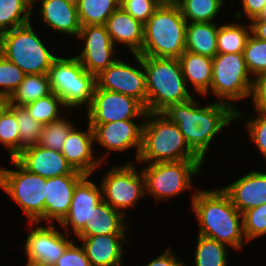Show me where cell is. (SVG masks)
I'll return each instance as SVG.
<instances>
[{
    "mask_svg": "<svg viewBox=\"0 0 266 266\" xmlns=\"http://www.w3.org/2000/svg\"><path fill=\"white\" fill-rule=\"evenodd\" d=\"M229 104L217 102L200 107L193 97L185 102L170 105L162 113L178 125L188 146L204 161L211 141L216 134L235 120Z\"/></svg>",
    "mask_w": 266,
    "mask_h": 266,
    "instance_id": "6da1fadb",
    "label": "cell"
},
{
    "mask_svg": "<svg viewBox=\"0 0 266 266\" xmlns=\"http://www.w3.org/2000/svg\"><path fill=\"white\" fill-rule=\"evenodd\" d=\"M192 208L199 222V233L240 250L245 238L243 216L221 188L192 194Z\"/></svg>",
    "mask_w": 266,
    "mask_h": 266,
    "instance_id": "7a4b0ae2",
    "label": "cell"
},
{
    "mask_svg": "<svg viewBox=\"0 0 266 266\" xmlns=\"http://www.w3.org/2000/svg\"><path fill=\"white\" fill-rule=\"evenodd\" d=\"M137 161L152 163L202 160L187 144L178 125L162 112H147Z\"/></svg>",
    "mask_w": 266,
    "mask_h": 266,
    "instance_id": "3957f363",
    "label": "cell"
},
{
    "mask_svg": "<svg viewBox=\"0 0 266 266\" xmlns=\"http://www.w3.org/2000/svg\"><path fill=\"white\" fill-rule=\"evenodd\" d=\"M187 22L177 4L162 2L144 24L139 55L179 58L185 51Z\"/></svg>",
    "mask_w": 266,
    "mask_h": 266,
    "instance_id": "277c9868",
    "label": "cell"
},
{
    "mask_svg": "<svg viewBox=\"0 0 266 266\" xmlns=\"http://www.w3.org/2000/svg\"><path fill=\"white\" fill-rule=\"evenodd\" d=\"M146 73V112H163L192 98L177 58L142 56Z\"/></svg>",
    "mask_w": 266,
    "mask_h": 266,
    "instance_id": "5b68a950",
    "label": "cell"
},
{
    "mask_svg": "<svg viewBox=\"0 0 266 266\" xmlns=\"http://www.w3.org/2000/svg\"><path fill=\"white\" fill-rule=\"evenodd\" d=\"M31 25L29 22L0 34V53L25 74H48L57 56L46 48Z\"/></svg>",
    "mask_w": 266,
    "mask_h": 266,
    "instance_id": "8992f818",
    "label": "cell"
},
{
    "mask_svg": "<svg viewBox=\"0 0 266 266\" xmlns=\"http://www.w3.org/2000/svg\"><path fill=\"white\" fill-rule=\"evenodd\" d=\"M212 83L210 91L221 102L229 104L235 112V119L244 115L235 107L237 100L251 97L254 79L248 71L243 53H217L212 58Z\"/></svg>",
    "mask_w": 266,
    "mask_h": 266,
    "instance_id": "52a82bcc",
    "label": "cell"
},
{
    "mask_svg": "<svg viewBox=\"0 0 266 266\" xmlns=\"http://www.w3.org/2000/svg\"><path fill=\"white\" fill-rule=\"evenodd\" d=\"M51 91L63 100L65 107L90 106L96 86L95 76L89 73L76 57H57L49 69Z\"/></svg>",
    "mask_w": 266,
    "mask_h": 266,
    "instance_id": "ba28073f",
    "label": "cell"
},
{
    "mask_svg": "<svg viewBox=\"0 0 266 266\" xmlns=\"http://www.w3.org/2000/svg\"><path fill=\"white\" fill-rule=\"evenodd\" d=\"M10 160L16 170L0 168V187L35 223L44 214L46 178L28 171L15 158Z\"/></svg>",
    "mask_w": 266,
    "mask_h": 266,
    "instance_id": "9c48e42d",
    "label": "cell"
},
{
    "mask_svg": "<svg viewBox=\"0 0 266 266\" xmlns=\"http://www.w3.org/2000/svg\"><path fill=\"white\" fill-rule=\"evenodd\" d=\"M203 160L152 163L142 169L146 193L158 201L192 189L193 176L201 170Z\"/></svg>",
    "mask_w": 266,
    "mask_h": 266,
    "instance_id": "30bf717a",
    "label": "cell"
},
{
    "mask_svg": "<svg viewBox=\"0 0 266 266\" xmlns=\"http://www.w3.org/2000/svg\"><path fill=\"white\" fill-rule=\"evenodd\" d=\"M100 186L102 200L120 212L135 206L139 198L146 195L144 174L142 171L139 174L130 162L121 167H112L106 172Z\"/></svg>",
    "mask_w": 266,
    "mask_h": 266,
    "instance_id": "8fae6325",
    "label": "cell"
},
{
    "mask_svg": "<svg viewBox=\"0 0 266 266\" xmlns=\"http://www.w3.org/2000/svg\"><path fill=\"white\" fill-rule=\"evenodd\" d=\"M134 57L140 69L117 59L111 66L95 76V88L135 98L146 109V73L142 64V56L134 54Z\"/></svg>",
    "mask_w": 266,
    "mask_h": 266,
    "instance_id": "7c38bea8",
    "label": "cell"
},
{
    "mask_svg": "<svg viewBox=\"0 0 266 266\" xmlns=\"http://www.w3.org/2000/svg\"><path fill=\"white\" fill-rule=\"evenodd\" d=\"M89 124L145 118V107L135 98L124 94L95 88L90 106L87 108Z\"/></svg>",
    "mask_w": 266,
    "mask_h": 266,
    "instance_id": "4fadbf2b",
    "label": "cell"
},
{
    "mask_svg": "<svg viewBox=\"0 0 266 266\" xmlns=\"http://www.w3.org/2000/svg\"><path fill=\"white\" fill-rule=\"evenodd\" d=\"M79 39L85 42L84 47L76 58L80 64L94 76L111 66L118 58L116 49L105 25L82 26ZM114 55V56H113Z\"/></svg>",
    "mask_w": 266,
    "mask_h": 266,
    "instance_id": "5bb4252c",
    "label": "cell"
},
{
    "mask_svg": "<svg viewBox=\"0 0 266 266\" xmlns=\"http://www.w3.org/2000/svg\"><path fill=\"white\" fill-rule=\"evenodd\" d=\"M30 231L24 244L28 261L53 266L71 243L67 236L55 229L51 223H47L46 227L36 226Z\"/></svg>",
    "mask_w": 266,
    "mask_h": 266,
    "instance_id": "9a60e30c",
    "label": "cell"
},
{
    "mask_svg": "<svg viewBox=\"0 0 266 266\" xmlns=\"http://www.w3.org/2000/svg\"><path fill=\"white\" fill-rule=\"evenodd\" d=\"M84 176V174H68L46 179L44 214L31 224L37 225L42 220L51 224L57 220L60 224L70 210L75 186Z\"/></svg>",
    "mask_w": 266,
    "mask_h": 266,
    "instance_id": "2e32d148",
    "label": "cell"
},
{
    "mask_svg": "<svg viewBox=\"0 0 266 266\" xmlns=\"http://www.w3.org/2000/svg\"><path fill=\"white\" fill-rule=\"evenodd\" d=\"M143 124L134 123L133 119L90 124L94 133V141L113 151H124L137 148L136 161L142 146Z\"/></svg>",
    "mask_w": 266,
    "mask_h": 266,
    "instance_id": "e0dca14e",
    "label": "cell"
},
{
    "mask_svg": "<svg viewBox=\"0 0 266 266\" xmlns=\"http://www.w3.org/2000/svg\"><path fill=\"white\" fill-rule=\"evenodd\" d=\"M15 159L28 171L46 179L68 174H83L74 170L61 152L40 145L24 148Z\"/></svg>",
    "mask_w": 266,
    "mask_h": 266,
    "instance_id": "ac0fdd59",
    "label": "cell"
},
{
    "mask_svg": "<svg viewBox=\"0 0 266 266\" xmlns=\"http://www.w3.org/2000/svg\"><path fill=\"white\" fill-rule=\"evenodd\" d=\"M90 175H85L75 186L70 210L67 216L60 223L66 230L70 224L73 227L72 231L76 235L84 228L85 223L89 222V218L93 208L102 201V189L96 186L95 183L89 180Z\"/></svg>",
    "mask_w": 266,
    "mask_h": 266,
    "instance_id": "d6986e66",
    "label": "cell"
},
{
    "mask_svg": "<svg viewBox=\"0 0 266 266\" xmlns=\"http://www.w3.org/2000/svg\"><path fill=\"white\" fill-rule=\"evenodd\" d=\"M94 133L93 129L88 124L87 131L81 132L72 128L69 132L67 139L64 142L61 153L67 159L68 163L76 171L83 173L84 175H92L96 168L101 166L106 156L98 158L94 157L93 152Z\"/></svg>",
    "mask_w": 266,
    "mask_h": 266,
    "instance_id": "ffe728a7",
    "label": "cell"
},
{
    "mask_svg": "<svg viewBox=\"0 0 266 266\" xmlns=\"http://www.w3.org/2000/svg\"><path fill=\"white\" fill-rule=\"evenodd\" d=\"M222 189L235 208L243 213L266 203V173L251 171Z\"/></svg>",
    "mask_w": 266,
    "mask_h": 266,
    "instance_id": "44dd1931",
    "label": "cell"
},
{
    "mask_svg": "<svg viewBox=\"0 0 266 266\" xmlns=\"http://www.w3.org/2000/svg\"><path fill=\"white\" fill-rule=\"evenodd\" d=\"M78 237L91 266H122L121 241L127 242L126 234Z\"/></svg>",
    "mask_w": 266,
    "mask_h": 266,
    "instance_id": "7402d4cb",
    "label": "cell"
},
{
    "mask_svg": "<svg viewBox=\"0 0 266 266\" xmlns=\"http://www.w3.org/2000/svg\"><path fill=\"white\" fill-rule=\"evenodd\" d=\"M105 27L113 44L122 43L133 55L141 53L144 24L133 18L123 8L119 7L109 16Z\"/></svg>",
    "mask_w": 266,
    "mask_h": 266,
    "instance_id": "603a6c76",
    "label": "cell"
},
{
    "mask_svg": "<svg viewBox=\"0 0 266 266\" xmlns=\"http://www.w3.org/2000/svg\"><path fill=\"white\" fill-rule=\"evenodd\" d=\"M34 2L36 0H32V4ZM37 14H40L48 27L78 37L82 25L77 7L66 0H42Z\"/></svg>",
    "mask_w": 266,
    "mask_h": 266,
    "instance_id": "cb8c5ba5",
    "label": "cell"
},
{
    "mask_svg": "<svg viewBox=\"0 0 266 266\" xmlns=\"http://www.w3.org/2000/svg\"><path fill=\"white\" fill-rule=\"evenodd\" d=\"M125 218L124 212L114 209L102 200L93 208L89 222L85 223L77 236L126 234Z\"/></svg>",
    "mask_w": 266,
    "mask_h": 266,
    "instance_id": "d4e9b609",
    "label": "cell"
},
{
    "mask_svg": "<svg viewBox=\"0 0 266 266\" xmlns=\"http://www.w3.org/2000/svg\"><path fill=\"white\" fill-rule=\"evenodd\" d=\"M178 59L186 84L191 81L199 95L207 96L212 83V58L184 51Z\"/></svg>",
    "mask_w": 266,
    "mask_h": 266,
    "instance_id": "484cf974",
    "label": "cell"
},
{
    "mask_svg": "<svg viewBox=\"0 0 266 266\" xmlns=\"http://www.w3.org/2000/svg\"><path fill=\"white\" fill-rule=\"evenodd\" d=\"M218 28L214 22L187 23L185 51L213 58L218 53Z\"/></svg>",
    "mask_w": 266,
    "mask_h": 266,
    "instance_id": "4316f807",
    "label": "cell"
},
{
    "mask_svg": "<svg viewBox=\"0 0 266 266\" xmlns=\"http://www.w3.org/2000/svg\"><path fill=\"white\" fill-rule=\"evenodd\" d=\"M48 74H25L23 81L10 96L11 104L25 106L51 94Z\"/></svg>",
    "mask_w": 266,
    "mask_h": 266,
    "instance_id": "83f0119b",
    "label": "cell"
},
{
    "mask_svg": "<svg viewBox=\"0 0 266 266\" xmlns=\"http://www.w3.org/2000/svg\"><path fill=\"white\" fill-rule=\"evenodd\" d=\"M32 0H0V34L30 22Z\"/></svg>",
    "mask_w": 266,
    "mask_h": 266,
    "instance_id": "f1b7e54d",
    "label": "cell"
},
{
    "mask_svg": "<svg viewBox=\"0 0 266 266\" xmlns=\"http://www.w3.org/2000/svg\"><path fill=\"white\" fill-rule=\"evenodd\" d=\"M240 25L230 23L219 26L217 34L218 53H243L247 41L252 34L251 24Z\"/></svg>",
    "mask_w": 266,
    "mask_h": 266,
    "instance_id": "f546056e",
    "label": "cell"
},
{
    "mask_svg": "<svg viewBox=\"0 0 266 266\" xmlns=\"http://www.w3.org/2000/svg\"><path fill=\"white\" fill-rule=\"evenodd\" d=\"M119 7L120 0H80L77 11L82 26L105 25Z\"/></svg>",
    "mask_w": 266,
    "mask_h": 266,
    "instance_id": "4dcf8cb0",
    "label": "cell"
},
{
    "mask_svg": "<svg viewBox=\"0 0 266 266\" xmlns=\"http://www.w3.org/2000/svg\"><path fill=\"white\" fill-rule=\"evenodd\" d=\"M222 4L223 0H180L177 3L187 23L213 22Z\"/></svg>",
    "mask_w": 266,
    "mask_h": 266,
    "instance_id": "1f68e13d",
    "label": "cell"
},
{
    "mask_svg": "<svg viewBox=\"0 0 266 266\" xmlns=\"http://www.w3.org/2000/svg\"><path fill=\"white\" fill-rule=\"evenodd\" d=\"M195 266H227L228 248L215 239L198 235Z\"/></svg>",
    "mask_w": 266,
    "mask_h": 266,
    "instance_id": "d6a6232c",
    "label": "cell"
},
{
    "mask_svg": "<svg viewBox=\"0 0 266 266\" xmlns=\"http://www.w3.org/2000/svg\"><path fill=\"white\" fill-rule=\"evenodd\" d=\"M9 109L14 113L18 123L20 152L26 147L38 145L43 124L35 120L25 106L11 104Z\"/></svg>",
    "mask_w": 266,
    "mask_h": 266,
    "instance_id": "836d02e7",
    "label": "cell"
},
{
    "mask_svg": "<svg viewBox=\"0 0 266 266\" xmlns=\"http://www.w3.org/2000/svg\"><path fill=\"white\" fill-rule=\"evenodd\" d=\"M74 125L69 119L59 118L48 124H43L38 145L61 152L64 142Z\"/></svg>",
    "mask_w": 266,
    "mask_h": 266,
    "instance_id": "e575fe53",
    "label": "cell"
},
{
    "mask_svg": "<svg viewBox=\"0 0 266 266\" xmlns=\"http://www.w3.org/2000/svg\"><path fill=\"white\" fill-rule=\"evenodd\" d=\"M60 105L65 107L63 100L52 92L46 97L39 98L26 104L25 107L35 120L42 124H48L61 118L59 116Z\"/></svg>",
    "mask_w": 266,
    "mask_h": 266,
    "instance_id": "d590c367",
    "label": "cell"
},
{
    "mask_svg": "<svg viewBox=\"0 0 266 266\" xmlns=\"http://www.w3.org/2000/svg\"><path fill=\"white\" fill-rule=\"evenodd\" d=\"M244 59L249 73L254 77L266 72V41L250 35L244 48Z\"/></svg>",
    "mask_w": 266,
    "mask_h": 266,
    "instance_id": "8d00e7d4",
    "label": "cell"
},
{
    "mask_svg": "<svg viewBox=\"0 0 266 266\" xmlns=\"http://www.w3.org/2000/svg\"><path fill=\"white\" fill-rule=\"evenodd\" d=\"M0 142L8 149L10 158H15L20 153L19 127L10 109L0 119Z\"/></svg>",
    "mask_w": 266,
    "mask_h": 266,
    "instance_id": "74e56055",
    "label": "cell"
},
{
    "mask_svg": "<svg viewBox=\"0 0 266 266\" xmlns=\"http://www.w3.org/2000/svg\"><path fill=\"white\" fill-rule=\"evenodd\" d=\"M242 216L247 241L266 235V203L243 212Z\"/></svg>",
    "mask_w": 266,
    "mask_h": 266,
    "instance_id": "f35d334b",
    "label": "cell"
},
{
    "mask_svg": "<svg viewBox=\"0 0 266 266\" xmlns=\"http://www.w3.org/2000/svg\"><path fill=\"white\" fill-rule=\"evenodd\" d=\"M25 73L0 53V89L1 94L11 96L23 81Z\"/></svg>",
    "mask_w": 266,
    "mask_h": 266,
    "instance_id": "ab89813d",
    "label": "cell"
},
{
    "mask_svg": "<svg viewBox=\"0 0 266 266\" xmlns=\"http://www.w3.org/2000/svg\"><path fill=\"white\" fill-rule=\"evenodd\" d=\"M162 2L163 0H120V7L145 24Z\"/></svg>",
    "mask_w": 266,
    "mask_h": 266,
    "instance_id": "60d3db41",
    "label": "cell"
},
{
    "mask_svg": "<svg viewBox=\"0 0 266 266\" xmlns=\"http://www.w3.org/2000/svg\"><path fill=\"white\" fill-rule=\"evenodd\" d=\"M256 112L258 117L247 120L248 135L266 159V112Z\"/></svg>",
    "mask_w": 266,
    "mask_h": 266,
    "instance_id": "b9f144b4",
    "label": "cell"
},
{
    "mask_svg": "<svg viewBox=\"0 0 266 266\" xmlns=\"http://www.w3.org/2000/svg\"><path fill=\"white\" fill-rule=\"evenodd\" d=\"M53 266H91L82 247L71 242Z\"/></svg>",
    "mask_w": 266,
    "mask_h": 266,
    "instance_id": "7bdbcfd3",
    "label": "cell"
},
{
    "mask_svg": "<svg viewBox=\"0 0 266 266\" xmlns=\"http://www.w3.org/2000/svg\"><path fill=\"white\" fill-rule=\"evenodd\" d=\"M254 79L251 98L256 111L266 112V72L257 75Z\"/></svg>",
    "mask_w": 266,
    "mask_h": 266,
    "instance_id": "ee69618b",
    "label": "cell"
},
{
    "mask_svg": "<svg viewBox=\"0 0 266 266\" xmlns=\"http://www.w3.org/2000/svg\"><path fill=\"white\" fill-rule=\"evenodd\" d=\"M146 266H185L168 248L161 255L151 260Z\"/></svg>",
    "mask_w": 266,
    "mask_h": 266,
    "instance_id": "f6af8a7d",
    "label": "cell"
},
{
    "mask_svg": "<svg viewBox=\"0 0 266 266\" xmlns=\"http://www.w3.org/2000/svg\"><path fill=\"white\" fill-rule=\"evenodd\" d=\"M244 15L252 21L257 18L264 6L266 5V0H241Z\"/></svg>",
    "mask_w": 266,
    "mask_h": 266,
    "instance_id": "bcb514c9",
    "label": "cell"
},
{
    "mask_svg": "<svg viewBox=\"0 0 266 266\" xmlns=\"http://www.w3.org/2000/svg\"><path fill=\"white\" fill-rule=\"evenodd\" d=\"M251 30L258 39L266 41V20H252Z\"/></svg>",
    "mask_w": 266,
    "mask_h": 266,
    "instance_id": "7dc6e473",
    "label": "cell"
},
{
    "mask_svg": "<svg viewBox=\"0 0 266 266\" xmlns=\"http://www.w3.org/2000/svg\"><path fill=\"white\" fill-rule=\"evenodd\" d=\"M11 105L10 96L0 93V119Z\"/></svg>",
    "mask_w": 266,
    "mask_h": 266,
    "instance_id": "c3c4849f",
    "label": "cell"
},
{
    "mask_svg": "<svg viewBox=\"0 0 266 266\" xmlns=\"http://www.w3.org/2000/svg\"><path fill=\"white\" fill-rule=\"evenodd\" d=\"M253 20H266V5L262 9L260 15L257 18L253 19Z\"/></svg>",
    "mask_w": 266,
    "mask_h": 266,
    "instance_id": "681fc988",
    "label": "cell"
},
{
    "mask_svg": "<svg viewBox=\"0 0 266 266\" xmlns=\"http://www.w3.org/2000/svg\"><path fill=\"white\" fill-rule=\"evenodd\" d=\"M26 266H47L42 263H37V262H32V261H27Z\"/></svg>",
    "mask_w": 266,
    "mask_h": 266,
    "instance_id": "f907efd6",
    "label": "cell"
},
{
    "mask_svg": "<svg viewBox=\"0 0 266 266\" xmlns=\"http://www.w3.org/2000/svg\"><path fill=\"white\" fill-rule=\"evenodd\" d=\"M68 3L74 5V6H78L80 3V0H66Z\"/></svg>",
    "mask_w": 266,
    "mask_h": 266,
    "instance_id": "816d5d0a",
    "label": "cell"
},
{
    "mask_svg": "<svg viewBox=\"0 0 266 266\" xmlns=\"http://www.w3.org/2000/svg\"><path fill=\"white\" fill-rule=\"evenodd\" d=\"M180 0H163V2L177 4Z\"/></svg>",
    "mask_w": 266,
    "mask_h": 266,
    "instance_id": "f5cc1de1",
    "label": "cell"
}]
</instances>
